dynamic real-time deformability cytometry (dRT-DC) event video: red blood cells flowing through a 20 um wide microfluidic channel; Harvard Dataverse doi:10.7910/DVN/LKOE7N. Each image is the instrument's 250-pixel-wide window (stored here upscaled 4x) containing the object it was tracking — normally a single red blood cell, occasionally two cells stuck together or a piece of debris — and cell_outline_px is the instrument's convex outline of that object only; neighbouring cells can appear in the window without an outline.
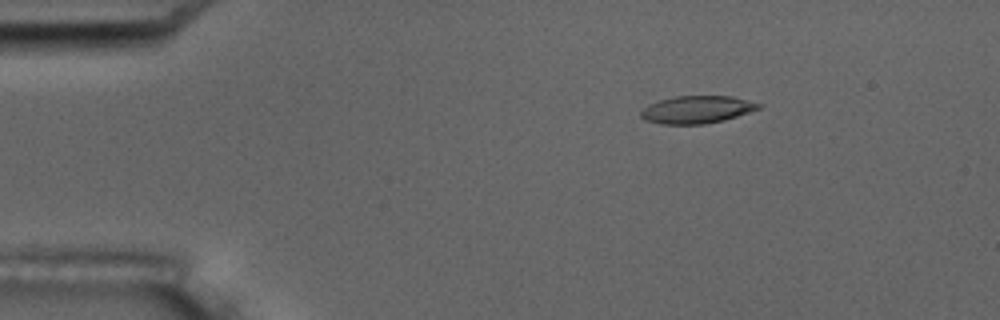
{"species": "common noctule bat (a hibernating species)", "species_latin": "Nyctalus noctula", "temperature_condition": "room temperature", "stored_images_in_passage": 7, "camera_frame_rate_fps": 3000, "um_per_image_px": 0.085, "animal": {"sex": "male", "body_mass_g": 17.5, "forearm_length_mm": 52.3}, "frame": {"image": 1, "passage_image": 3, "time_ms": 2.333, "image_size_px": [1000, 320], "cell_outline_px": [[764, 104], [760, 108], [724, 120], [704, 124], [660, 124], [644, 120], [640, 116], [640, 112], [648, 104], [660, 100], [676, 96], [732, 96]], "centroid_in_image_um": [59.22, 9.31], "position_along_channel_um": 25.8, "area_um2": 18.9}}